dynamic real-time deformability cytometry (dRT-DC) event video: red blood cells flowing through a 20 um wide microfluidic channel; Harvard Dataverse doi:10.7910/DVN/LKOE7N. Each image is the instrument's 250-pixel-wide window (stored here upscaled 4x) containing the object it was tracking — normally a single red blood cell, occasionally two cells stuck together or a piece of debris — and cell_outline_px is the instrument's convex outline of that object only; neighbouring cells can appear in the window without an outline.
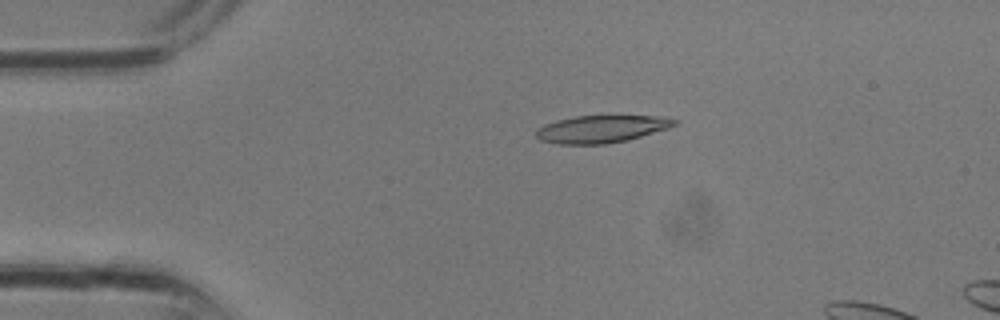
{"species": "common noctule bat (a hibernating species)", "species_latin": "Nyctalus noctula", "temperature_condition": "room temperature", "stored_images_in_passage": 9, "camera_frame_rate_fps": 3000, "um_per_image_px": 0.085, "animal": {"sex": "male", "body_mass_g": 13.3}, "frame": {"image": 1, "passage_image": 6, "time_ms": 1.667, "image_size_px": [1000, 320], "cell_outline_px": [[680, 120], [676, 124], [668, 128], [628, 140], [604, 144], [560, 144], [540, 140], [536, 136], [536, 128], [544, 124], [556, 120], [576, 116], [656, 116]], "centroid_in_image_um": [51.09, 10.96], "position_along_channel_um": 33.9, "area_um2": 22.02}}